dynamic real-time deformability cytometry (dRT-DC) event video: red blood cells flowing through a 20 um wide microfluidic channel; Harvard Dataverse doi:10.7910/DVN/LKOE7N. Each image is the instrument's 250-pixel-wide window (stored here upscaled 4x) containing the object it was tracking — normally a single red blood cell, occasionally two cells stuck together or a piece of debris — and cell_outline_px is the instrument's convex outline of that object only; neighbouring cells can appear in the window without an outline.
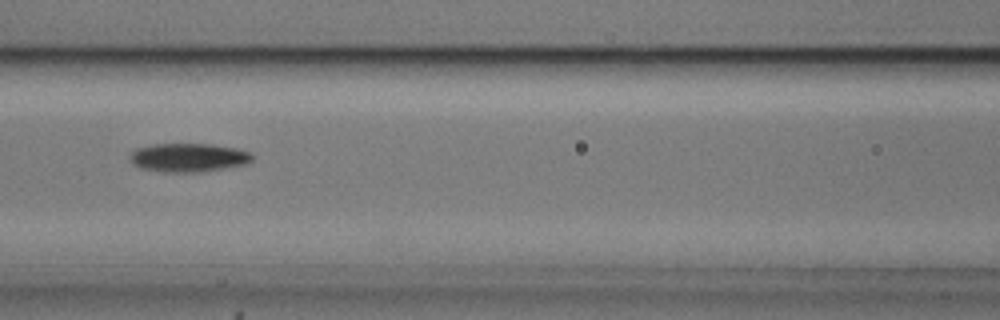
{"species": "common noctule bat (a hibernating species)", "species_latin": "Nyctalus noctula", "temperature_condition": "cold", "stored_images_in_passage": 7, "camera_frame_rate_fps": 3000, "um_per_image_px": 0.085, "animal": {"sex": "male", "body_mass_g": 20.5, "forearm_length_mm": 52.5}, "frame": {"image": 1, "passage_image": 5, "time_ms": 1.333, "image_size_px": [1000, 320], "cell_outline_px": [[252, 160], [248, 164], [200, 172], [164, 172], [140, 168], [128, 156], [136, 148], [152, 144], [212, 144], [236, 148], [252, 152]], "centroid_in_image_um": [16.05, 13.39], "position_along_channel_um": 150.6, "area_um2": 20.46}}
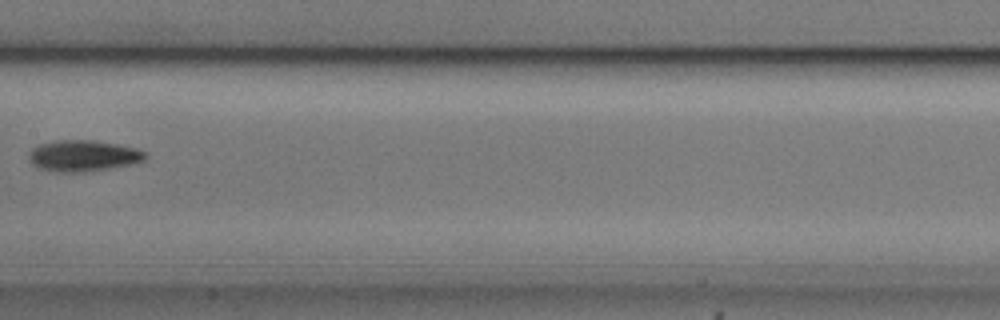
{"frame": {"image": 2, "passage_image": 6, "time_ms": 1.667, "image_size_px": [1000, 320], "cell_outline_px": [[148, 156], [144, 160], [132, 164], [84, 172], [56, 172], [40, 168], [32, 164], [28, 156], [32, 148], [40, 144], [56, 140], [92, 140], [120, 144], [136, 148], [148, 152]], "centroid_in_image_um": [7.1, 13.23], "position_along_channel_um": 200.3, "area_um2": 21.27}}
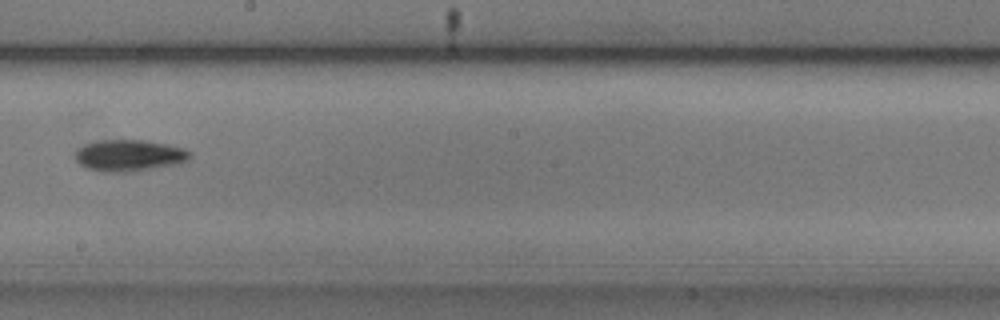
{"frame": {"image": 3, "passage_image": 7, "time_ms": 2.0, "image_size_px": [1000, 320], "cell_outline_px": [[192, 156], [188, 160], [172, 164], [124, 172], [108, 172], [88, 168], [80, 164], [76, 160], [76, 152], [84, 144], [96, 140], [144, 140], [168, 144], [184, 148], [192, 152]], "centroid_in_image_um": [10.98, 13.18], "position_along_channel_um": 237.2, "area_um2": 20.69}}